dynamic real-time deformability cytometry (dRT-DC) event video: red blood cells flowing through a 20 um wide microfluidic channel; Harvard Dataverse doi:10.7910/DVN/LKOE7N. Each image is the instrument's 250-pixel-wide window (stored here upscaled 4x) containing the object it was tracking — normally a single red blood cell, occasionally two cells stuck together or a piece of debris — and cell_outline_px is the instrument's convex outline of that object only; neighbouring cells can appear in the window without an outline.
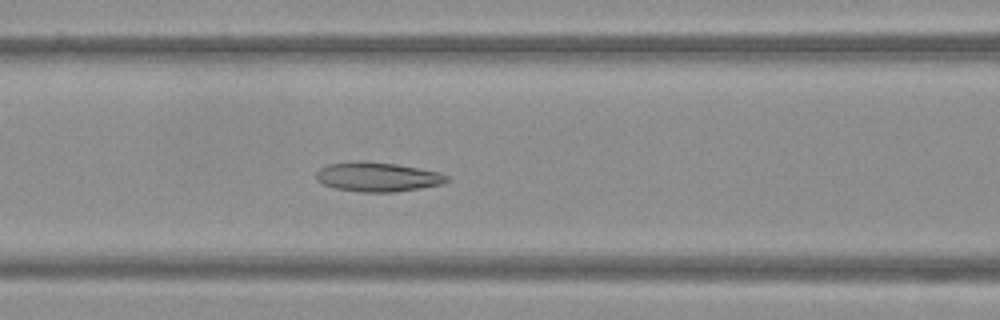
{"species": "Egyptian fruit bat (a non-hibernating species)", "species_latin": "Rousettus aegyptiacus", "temperature_condition": "warm", "stored_images_in_passage": 50, "camera_frame_rate_fps": 3000, "um_per_image_px": 0.085, "frame": {"image": 1, "passage_image": 21, "time_ms": 6.667, "image_size_px": [1000, 320], "cell_outline_px": [[448, 180], [444, 184], [420, 188], [392, 192], [360, 192], [336, 188], [324, 184], [316, 180], [316, 172], [320, 168], [328, 164], [356, 160], [368, 160], [396, 164], [440, 172], [448, 176]], "centroid_in_image_um": [32.08, 15.02], "position_along_channel_um": 134.5, "area_um2": 22.54}}
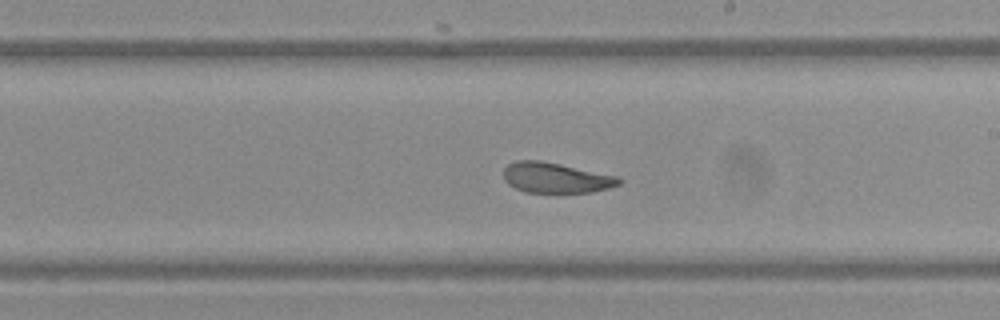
{"frame": {"image": 2, "passage_image": 29, "time_ms": 9.333, "image_size_px": [1000, 320], "cell_outline_px": [[624, 180], [620, 184], [608, 188], [592, 192], [524, 192], [508, 184], [504, 180], [504, 168], [508, 164], [516, 160], [540, 160], [620, 176]], "centroid_in_image_um": [47.27, 15.1], "position_along_channel_um": 241.7, "area_um2": 20.52}}
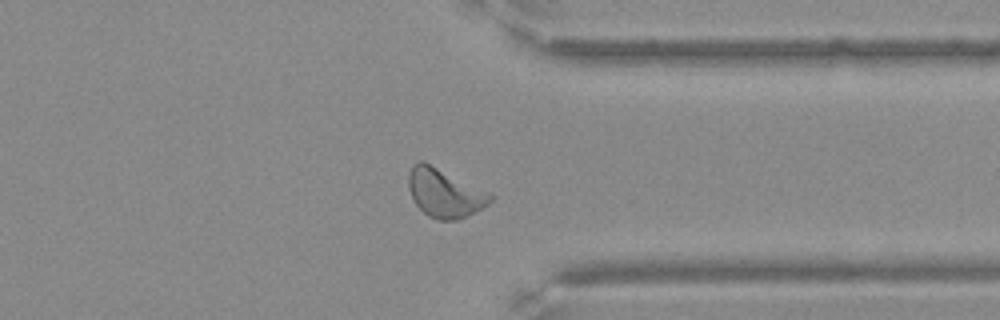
{"frame": {"image": 3, "passage_image": 39, "time_ms": 12.667, "image_size_px": [1000, 320], "cell_outline_px": [[496, 196], [488, 204], [456, 220], [440, 220], [428, 216], [416, 204], [408, 188], [408, 172], [412, 164], [420, 160], [424, 160], [492, 192]], "centroid_in_image_um": [37.8, 16.35], "position_along_channel_um": 373.6, "area_um2": 23.52}}